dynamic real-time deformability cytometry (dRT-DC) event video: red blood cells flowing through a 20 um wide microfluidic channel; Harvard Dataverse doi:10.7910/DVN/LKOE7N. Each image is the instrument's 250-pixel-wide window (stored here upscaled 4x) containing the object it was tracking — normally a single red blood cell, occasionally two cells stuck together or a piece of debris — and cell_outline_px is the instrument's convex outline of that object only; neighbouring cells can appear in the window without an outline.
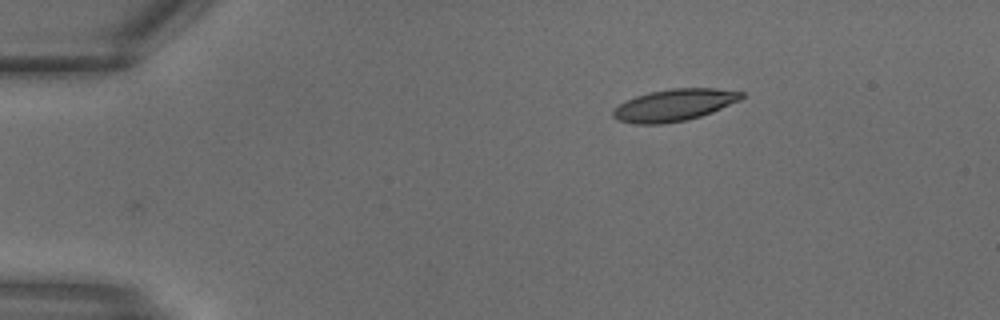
{"species": "common noctule bat (a hibernating species)", "species_latin": "Nyctalus noctula", "temperature_condition": "warm", "stored_images_in_passage": 5, "camera_frame_rate_fps": 3000, "um_per_image_px": 0.085, "animal": {"sex": "male", "body_mass_g": 18.8}, "frame": {"image": 1, "passage_image": 5, "time_ms": 1.333, "image_size_px": [1000, 320], "cell_outline_px": [[744, 96], [740, 100], [712, 112], [688, 120], [660, 124], [632, 124], [620, 120], [612, 116], [612, 112], [620, 104], [636, 96], [648, 92], [672, 88], [716, 88], [744, 92]], "centroid_in_image_um": [57.33, 8.93], "position_along_channel_um": 27.7, "area_um2": 23.81}}